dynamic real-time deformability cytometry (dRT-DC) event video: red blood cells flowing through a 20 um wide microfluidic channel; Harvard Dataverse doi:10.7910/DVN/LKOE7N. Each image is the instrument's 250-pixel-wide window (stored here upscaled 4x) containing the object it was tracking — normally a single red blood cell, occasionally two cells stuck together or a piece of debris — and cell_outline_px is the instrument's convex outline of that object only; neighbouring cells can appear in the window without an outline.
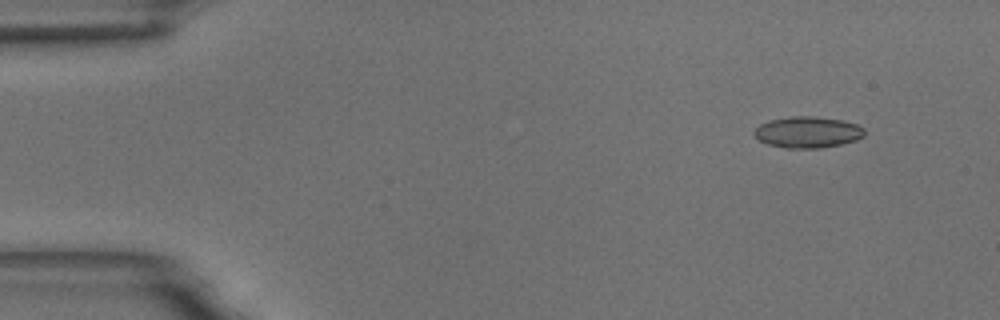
{"species": "common noctule bat (a hibernating species)", "species_latin": "Nyctalus noctula", "temperature_condition": "room temperature", "stored_images_in_passage": 51, "camera_frame_rate_fps": 3000, "um_per_image_px": 0.085, "animal": {"sex": "male", "body_mass_g": 18.8}, "frame": {"image": 1, "passage_image": 1, "time_ms": 0.0, "image_size_px": [1000, 320], "cell_outline_px": [[864, 136], [856, 140], [840, 144], [820, 148], [784, 148], [768, 144], [760, 140], [752, 132], [760, 124], [768, 120], [792, 116], [812, 116], [844, 120], [856, 124], [864, 128]], "centroid_in_image_um": [68.65, 11.23], "position_along_channel_um": 16.4, "area_um2": 20.11}}
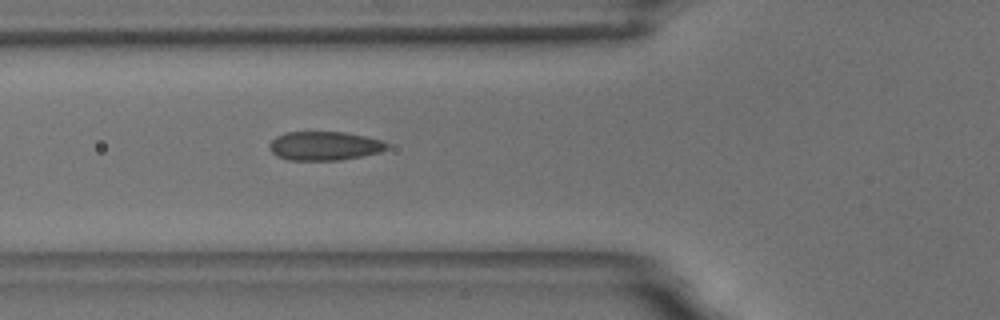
{"frame": {"image": 2, "passage_image": 16, "time_ms": 5.0, "image_size_px": [1000, 320], "cell_outline_px": [[388, 148], [380, 152], [340, 160], [288, 160], [276, 156], [268, 148], [268, 144], [276, 136], [284, 132], [344, 132], [364, 136], [380, 140], [388, 144]], "centroid_in_image_um": [27.52, 12.4], "position_along_channel_um": 98.3, "area_um2": 19.77}}
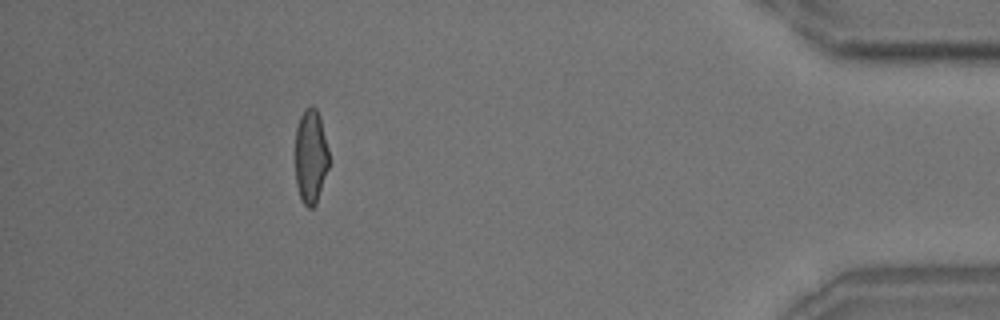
{"frame": {"image": 3, "passage_image": 46, "time_ms": 15.0, "image_size_px": [1000, 320], "cell_outline_px": [[328, 168], [316, 204], [312, 208], [308, 208], [300, 200], [296, 184], [296, 128], [300, 116], [304, 108], [312, 104], [316, 108], [320, 116], [328, 148]], "centroid_in_image_um": [26.4, 13.28], "position_along_channel_um": 408.8, "area_um2": 18.61}, "authors_computed_cell_mechanics": {"area_um2": 19.4786, "velocity_mm_per_s": 3.6415, "shape_relaxation_time_tau1_ms": 4.5127, "shape_relaxation_time_tau2_ms": 1.2079, "deformation_change_tau1": 0.1262, "deformation_change_tau2": 0.0593}}